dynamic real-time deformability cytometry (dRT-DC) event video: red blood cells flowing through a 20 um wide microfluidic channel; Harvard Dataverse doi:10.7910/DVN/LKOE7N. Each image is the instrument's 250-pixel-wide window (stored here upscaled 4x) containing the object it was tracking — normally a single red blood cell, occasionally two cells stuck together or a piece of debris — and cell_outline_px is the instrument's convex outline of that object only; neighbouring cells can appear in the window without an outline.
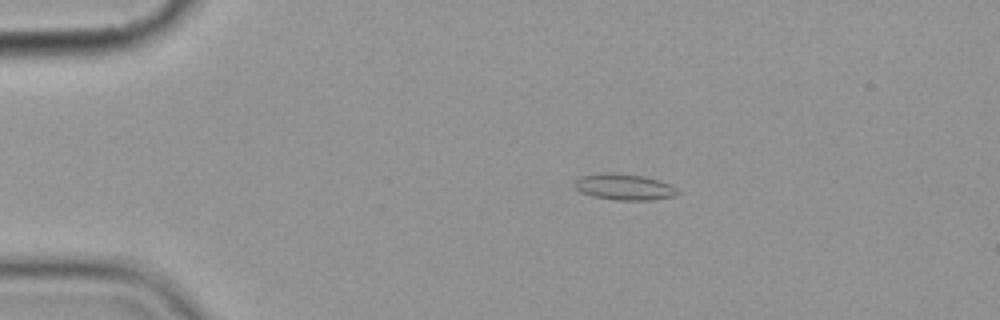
{"species": "common noctule bat (a hibernating species)", "species_latin": "Nyctalus noctula", "temperature_condition": "cold", "stored_images_in_passage": 7, "camera_frame_rate_fps": 3000, "um_per_image_px": 0.085, "animal": {"sex": "female", "body_mass_g": 19.9}, "frame": {"image": 1, "passage_image": 4, "time_ms": 3.667, "image_size_px": [1000, 320], "cell_outline_px": [[680, 192], [672, 196], [648, 200], [612, 200], [592, 196], [580, 192], [572, 184], [580, 176], [644, 176], [660, 180], [676, 188]], "centroid_in_image_um": [53.08, 15.95], "position_along_channel_um": 31.9, "area_um2": 14.74}}
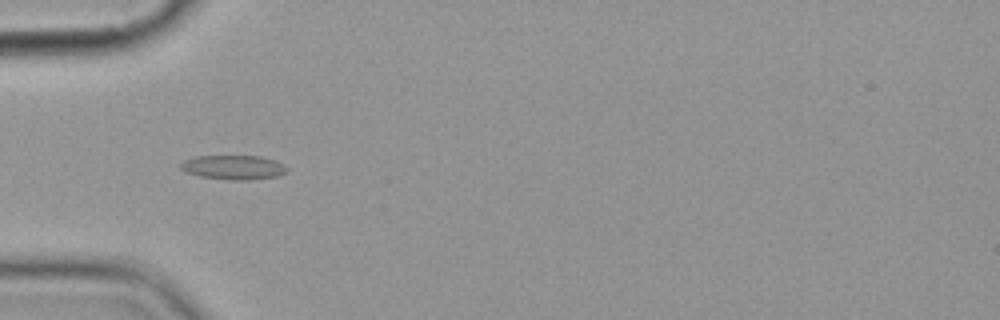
{"frame": {"image": 2, "passage_image": 6, "time_ms": 6.0, "image_size_px": [1000, 320], "cell_outline_px": [[288, 172], [276, 176], [248, 180], [232, 180], [200, 176], [184, 172], [180, 168], [180, 164], [184, 160], [196, 156], [264, 156], [276, 160], [284, 164], [288, 168]], "centroid_in_image_um": [19.87, 14.21], "position_along_channel_um": 65.1, "area_um2": 15.2}}
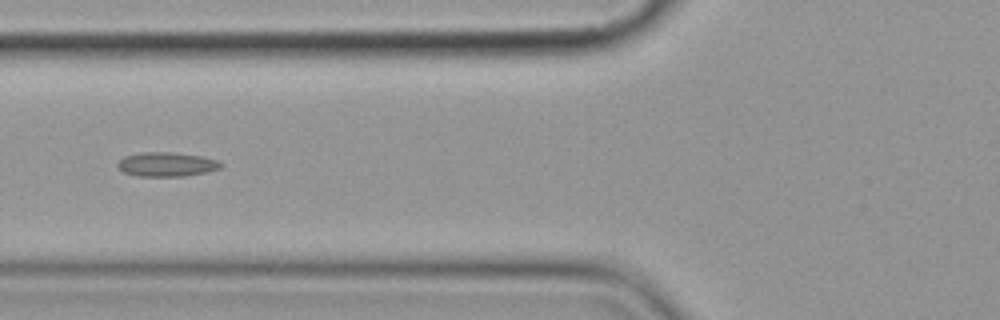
{"frame": {"image": 3, "passage_image": 7, "time_ms": 7.333, "image_size_px": [1000, 320], "cell_outline_px": [[224, 164], [220, 168], [208, 172], [184, 176], [136, 176], [124, 172], [116, 164], [124, 156], [140, 152], [168, 152], [200, 156], [216, 160]], "centroid_in_image_um": [14.16, 13.97], "position_along_channel_um": 111.6, "area_um2": 14.51}}